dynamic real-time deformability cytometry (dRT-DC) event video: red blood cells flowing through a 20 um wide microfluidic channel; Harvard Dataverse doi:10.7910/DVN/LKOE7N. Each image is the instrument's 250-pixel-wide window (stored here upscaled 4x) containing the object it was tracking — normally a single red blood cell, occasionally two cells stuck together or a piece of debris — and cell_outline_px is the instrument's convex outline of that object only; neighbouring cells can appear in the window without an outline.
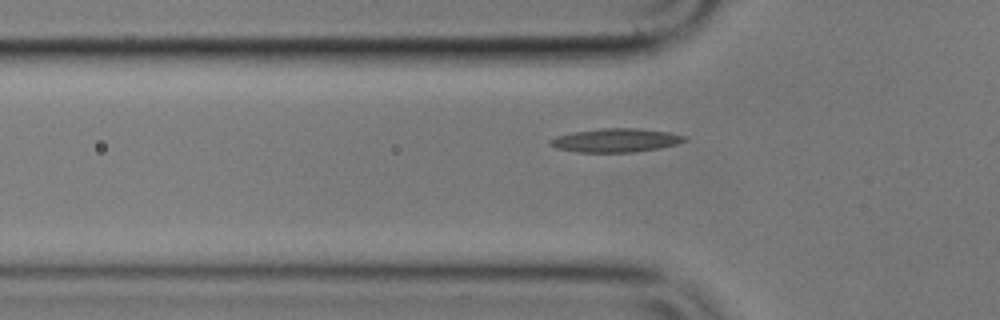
{"species": "common noctule bat (a hibernating species)", "species_latin": "Nyctalus noctula", "temperature_condition": "cold", "stored_images_in_passage": 41, "camera_frame_rate_fps": 3000, "um_per_image_px": 0.085, "animal": {"sex": "male", "body_mass_g": 17.9}, "frame": {"image": 1, "passage_image": 10, "time_ms": 3.0, "image_size_px": [1000, 320], "cell_outline_px": [[688, 140], [676, 144], [660, 148], [632, 152], [576, 152], [556, 148], [548, 144], [548, 140], [556, 136], [572, 132], [600, 128], [640, 128], [668, 132], [688, 136]], "centroid_in_image_um": [52.33, 11.92], "position_along_channel_um": 73.5, "area_um2": 18.73}}
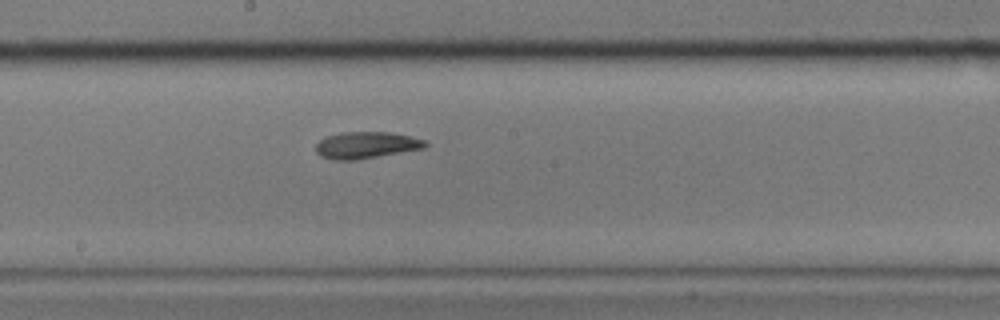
{"frame": {"image": 2, "passage_image": 22, "time_ms": 7.0, "image_size_px": [1000, 320], "cell_outline_px": [[428, 144], [424, 148], [356, 160], [332, 160], [320, 156], [316, 152], [316, 144], [324, 136], [344, 132], [388, 132], [408, 136], [424, 140]], "centroid_in_image_um": [31.07, 12.34], "position_along_channel_um": 217.1, "area_um2": 16.94}}
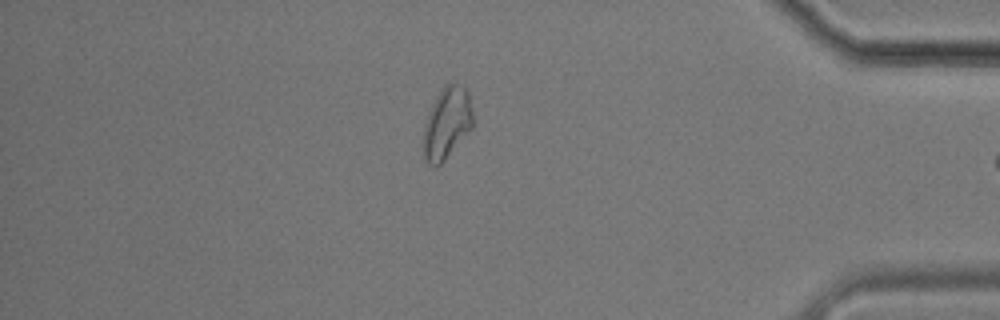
{"frame": {"image": 3, "passage_image": 40, "time_ms": 13.0, "image_size_px": [1000, 320], "cell_outline_px": [[472, 128], [444, 160], [436, 168], [428, 164], [424, 156], [420, 144], [424, 124], [428, 112], [436, 96], [444, 84], [448, 80], [456, 80], [468, 92], [472, 112]], "centroid_in_image_um": [37.93, 10.44], "position_along_channel_um": 397.3, "area_um2": 21.27}}